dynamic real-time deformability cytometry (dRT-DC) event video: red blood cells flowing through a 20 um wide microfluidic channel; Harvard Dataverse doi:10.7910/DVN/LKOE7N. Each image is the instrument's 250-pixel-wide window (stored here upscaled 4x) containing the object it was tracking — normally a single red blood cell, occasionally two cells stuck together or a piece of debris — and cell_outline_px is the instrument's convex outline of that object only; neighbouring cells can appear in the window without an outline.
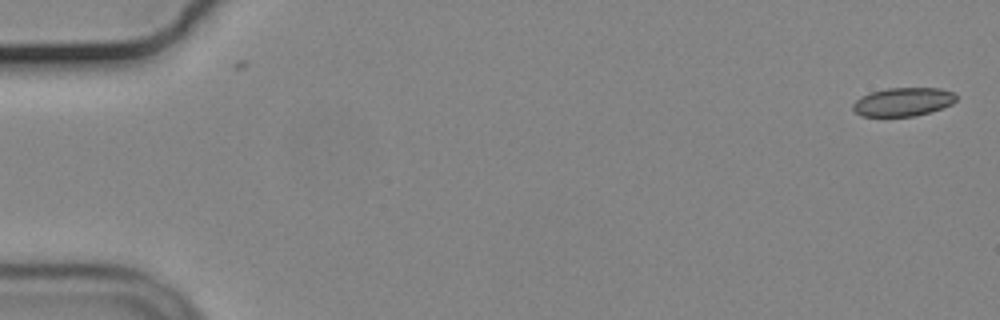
{"species": "common noctule bat (a hibernating species)", "species_latin": "Nyctalus noctula", "temperature_condition": "cold", "stored_images_in_passage": 55, "camera_frame_rate_fps": 3000, "um_per_image_px": 0.085, "animal": {"sex": "male", "body_mass_g": 19.2, "forearm_length_mm": 51.8}, "frame": {"image": 1, "passage_image": 1, "time_ms": 0.0, "image_size_px": [1000, 320], "cell_outline_px": [[956, 100], [952, 104], [916, 116], [860, 116], [852, 108], [852, 104], [860, 96], [868, 92], [888, 88], [940, 88], [952, 92], [956, 96]], "centroid_in_image_um": [76.71, 8.65], "position_along_channel_um": 8.3, "area_um2": 17.17}}
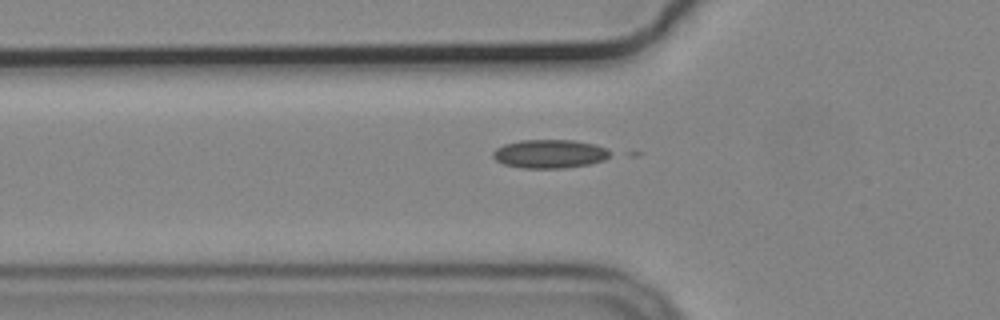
{"frame": {"image": 2, "passage_image": 19, "time_ms": 6.0, "image_size_px": [1000, 320], "cell_outline_px": [[612, 152], [604, 160], [588, 164], [564, 168], [520, 168], [504, 164], [496, 160], [492, 156], [492, 152], [496, 148], [504, 144], [520, 140], [572, 140], [596, 144]], "centroid_in_image_um": [46.69, 13.07], "position_along_channel_um": 79.1, "area_um2": 19.54}}
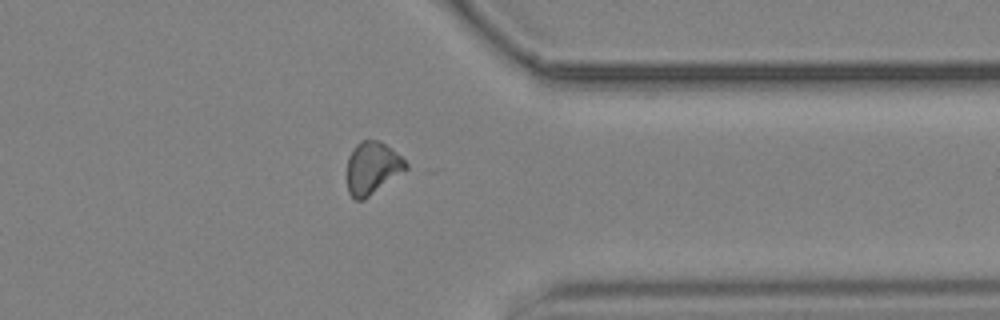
{"frame": {"image": 3, "passage_image": 44, "time_ms": 14.333, "image_size_px": [1000, 320], "cell_outline_px": [[408, 168], [364, 200], [356, 200], [348, 192], [348, 156], [352, 148], [360, 140], [380, 140], [392, 148], [408, 164]], "centroid_in_image_um": [31.64, 14.25], "position_along_channel_um": 379.8, "area_um2": 17.92}}